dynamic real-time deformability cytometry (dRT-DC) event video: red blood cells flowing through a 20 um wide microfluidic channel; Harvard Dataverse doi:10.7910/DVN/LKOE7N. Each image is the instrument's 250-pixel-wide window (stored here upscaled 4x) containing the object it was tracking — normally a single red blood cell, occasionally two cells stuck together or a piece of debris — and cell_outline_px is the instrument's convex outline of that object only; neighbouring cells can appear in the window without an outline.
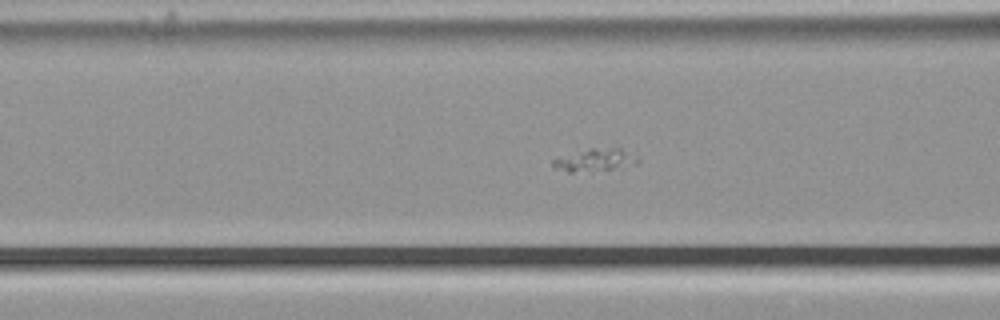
{"species": "common noctule bat (a hibernating species)", "species_latin": "Nyctalus noctula", "temperature_condition": "cold", "stored_images_in_passage": 47, "camera_frame_rate_fps": 3000, "um_per_image_px": 0.085, "animal": {"sex": "male", "body_mass_g": 21.5, "forearm_length_mm": 52.0}, "frame": {"image": 1, "passage_image": 12, "time_ms": 3.667, "image_size_px": [1000, 320], "cell_outline_px": [[640, 160], [636, 164], [624, 168], [592, 172], [568, 172], [552, 168], [552, 160], [556, 156], [588, 148], [620, 148], [636, 156]], "centroid_in_image_um": [50.53, 13.62], "position_along_channel_um": 116.1, "area_um2": 11.79}}